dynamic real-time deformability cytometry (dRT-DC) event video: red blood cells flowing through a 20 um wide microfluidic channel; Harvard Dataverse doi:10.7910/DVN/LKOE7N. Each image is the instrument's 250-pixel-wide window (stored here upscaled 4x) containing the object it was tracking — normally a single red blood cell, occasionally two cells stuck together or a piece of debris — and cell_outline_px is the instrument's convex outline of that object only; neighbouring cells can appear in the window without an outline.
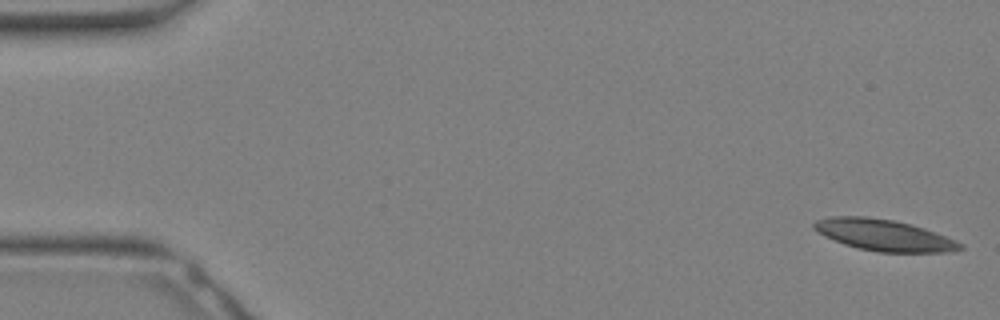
{"species": "Egyptian fruit bat (a non-hibernating species)", "species_latin": "Rousettus aegyptiacus", "temperature_condition": "warm", "stored_images_in_passage": 8, "camera_frame_rate_fps": 3000, "um_per_image_px": 0.085, "animal": {"sex": "female"}, "frame": {"image": 1, "passage_image": 1, "time_ms": 0.0, "image_size_px": [1000, 320], "cell_outline_px": [[964, 248], [952, 252], [880, 252], [860, 248], [844, 244], [824, 236], [812, 228], [812, 224], [816, 220], [832, 216], [864, 216], [892, 220], [924, 228], [964, 244]], "centroid_in_image_um": [75.12, 19.98], "position_along_channel_um": 9.9, "area_um2": 26.47}}